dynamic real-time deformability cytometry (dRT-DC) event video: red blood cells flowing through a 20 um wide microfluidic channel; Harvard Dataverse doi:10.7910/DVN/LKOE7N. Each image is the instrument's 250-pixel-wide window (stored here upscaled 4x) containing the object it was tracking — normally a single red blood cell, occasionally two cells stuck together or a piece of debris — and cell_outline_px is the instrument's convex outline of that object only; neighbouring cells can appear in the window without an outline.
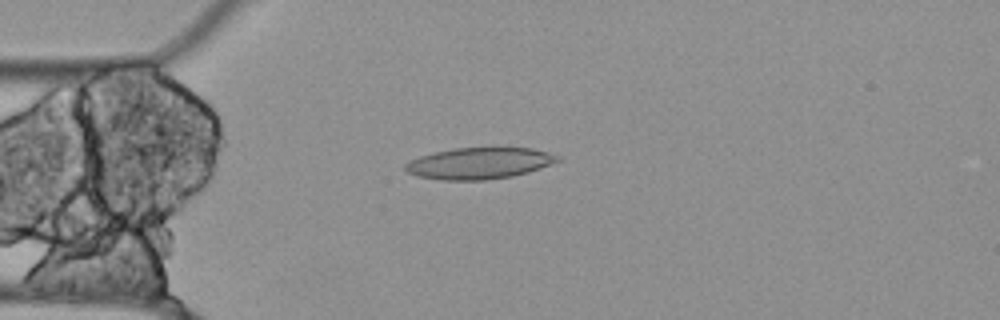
{"species": "Egyptian fruit bat (a non-hibernating species)", "species_latin": "Rousettus aegyptiacus", "temperature_condition": "cold", "stored_images_in_passage": 51, "camera_frame_rate_fps": 3000, "um_per_image_px": 0.085, "animal": {"sex": "female"}, "frame": {"image": 1, "passage_image": 10, "time_ms": 3.0, "image_size_px": [1000, 320], "cell_outline_px": [[560, 160], [540, 168], [528, 172], [512, 176], [484, 180], [440, 180], [416, 176], [408, 172], [404, 168], [404, 164], [420, 156], [432, 152], [452, 148], [532, 148], [548, 152], [560, 156]], "centroid_in_image_um": [40.71, 13.88], "position_along_channel_um": 44.3, "area_um2": 27.86}}
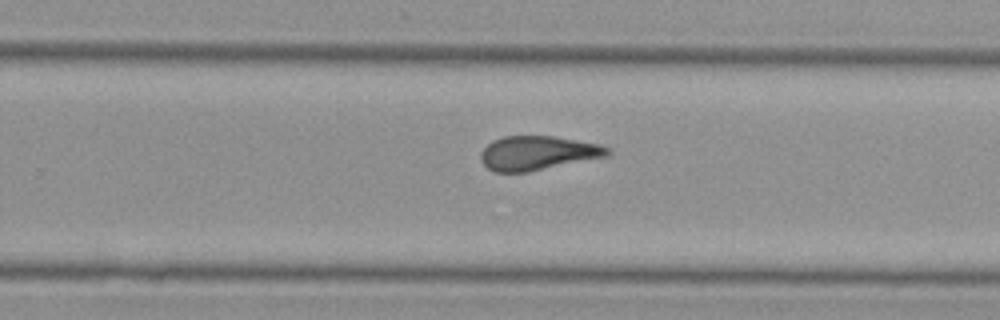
{"frame": {"image": 2, "passage_image": 31, "time_ms": 10.0, "image_size_px": [1000, 320], "cell_outline_px": [[612, 156], [528, 172], [496, 172], [488, 168], [480, 160], [480, 152], [492, 140], [504, 136], [552, 136], [600, 144], [608, 148], [612, 152]], "centroid_in_image_um": [45.74, 13.01], "position_along_channel_um": 284.1, "area_um2": 25.49}}
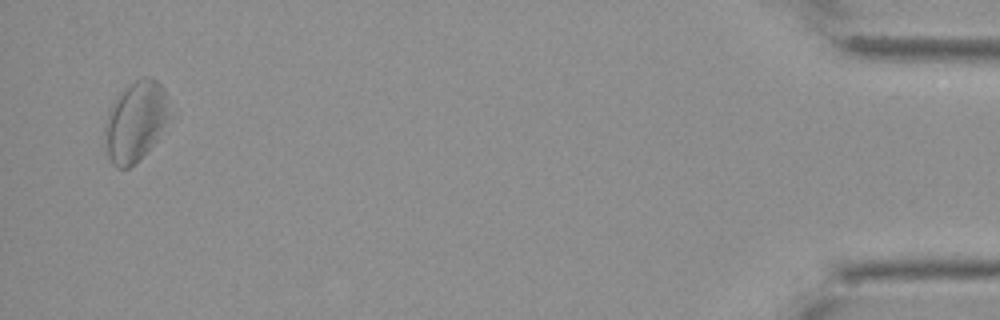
{"frame": {"image": 3, "passage_image": 50, "time_ms": 16.333, "image_size_px": [1000, 320], "cell_outline_px": [[168, 116], [152, 144], [128, 168], [116, 168], [112, 164], [108, 156], [104, 144], [104, 124], [108, 112], [116, 96], [120, 92], [136, 80], [144, 76], [152, 76], [164, 88]], "centroid_in_image_um": [11.44, 10.29], "position_along_channel_um": 423.8, "area_um2": 29.36}, "authors_computed_cell_mechanics": {"area_um2": 27.166, "velocity_mm_per_s": 3.5027, "shape_relaxation_time_tau1_ms": null, "shape_relaxation_time_tau2_ms": 4.5383, "deformation_change_tau1": null, "deformation_change_tau2": 0.1383}}